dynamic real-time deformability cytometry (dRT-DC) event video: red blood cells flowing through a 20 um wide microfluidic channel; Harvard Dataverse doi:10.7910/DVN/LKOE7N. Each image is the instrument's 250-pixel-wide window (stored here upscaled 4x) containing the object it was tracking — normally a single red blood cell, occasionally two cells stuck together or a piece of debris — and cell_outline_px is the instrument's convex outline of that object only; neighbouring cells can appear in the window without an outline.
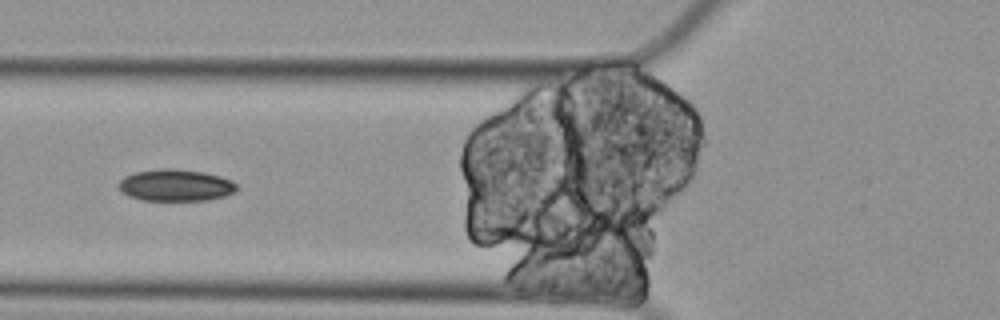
{"species": "Egyptian fruit bat (a non-hibernating species)", "species_latin": "Rousettus aegyptiacus", "temperature_condition": "cold", "stored_images_in_passage": 5, "segment_of_instrument_passage": [2, 2], "camera_frame_rate_fps": 3000, "um_per_image_px": 0.085, "animal": {"sex": "female"}, "frame": {"image": 1, "passage_image": 5, "time_ms": 1.333, "image_size_px": [1000, 320], "cell_outline_px": [[236, 188], [232, 192], [224, 196], [208, 200], [140, 200], [128, 196], [120, 192], [116, 184], [124, 176], [136, 172], [160, 168], [172, 168], [204, 172], [220, 176], [232, 180], [236, 184]], "centroid_in_image_um": [14.86, 15.74], "position_along_channel_um": 110.9, "area_um2": 22.02}}